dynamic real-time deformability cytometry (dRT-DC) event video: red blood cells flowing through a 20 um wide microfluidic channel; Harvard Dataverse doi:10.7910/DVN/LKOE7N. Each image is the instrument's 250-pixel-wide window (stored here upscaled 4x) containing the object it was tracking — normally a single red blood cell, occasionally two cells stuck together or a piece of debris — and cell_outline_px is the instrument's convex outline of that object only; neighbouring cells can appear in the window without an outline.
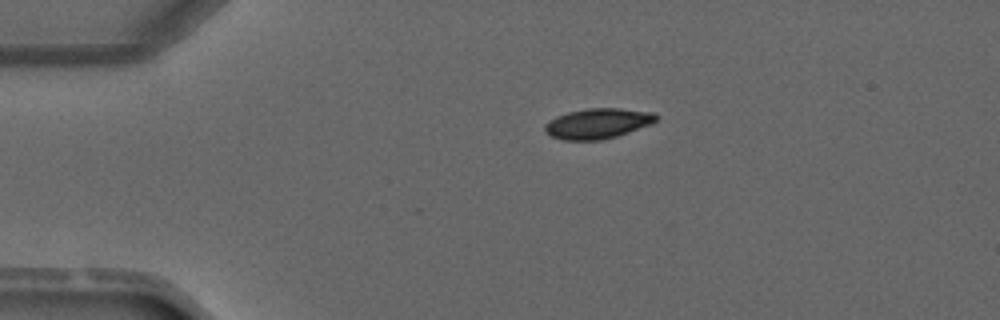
{"species": "common noctule bat (a hibernating species)", "species_latin": "Nyctalus noctula", "temperature_condition": "warm", "stored_images_in_passage": 2, "camera_frame_rate_fps": 3000, "um_per_image_px": 0.085, "animal": {"sex": "male", "forearm_length_mm": 52.5}, "frame": {"image": 1, "passage_image": 1, "time_ms": 0.0, "image_size_px": [1000, 320], "cell_outline_px": [[656, 120], [652, 124], [616, 136], [600, 140], [564, 140], [552, 136], [544, 132], [544, 124], [556, 116], [568, 112], [588, 108], [620, 108], [652, 112], [656, 116]], "centroid_in_image_um": [50.78, 10.49], "position_along_channel_um": 34.2, "area_um2": 19.54}}